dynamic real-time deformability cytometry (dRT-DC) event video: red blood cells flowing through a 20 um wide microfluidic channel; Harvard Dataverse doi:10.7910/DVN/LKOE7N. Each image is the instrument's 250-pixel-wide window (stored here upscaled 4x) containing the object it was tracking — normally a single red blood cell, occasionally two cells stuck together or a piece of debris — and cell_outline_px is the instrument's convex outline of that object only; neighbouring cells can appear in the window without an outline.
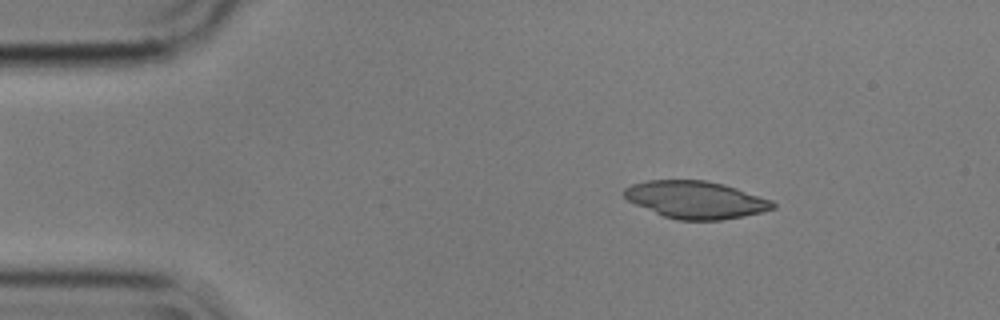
{"species": "common noctule bat (a hibernating species)", "species_latin": "Nyctalus noctula", "temperature_condition": "cold", "stored_images_in_passage": 9, "camera_frame_rate_fps": 3000, "um_per_image_px": 0.085, "animal": {"sex": "male", "body_mass_g": 17.9}, "frame": {"image": 1, "passage_image": 3, "time_ms": 0.667, "image_size_px": [1000, 320], "cell_outline_px": [[776, 208], [744, 216], [720, 220], [676, 220], [664, 216], [636, 204], [628, 200], [620, 192], [624, 188], [632, 184], [648, 180], [704, 180], [724, 184], [772, 200], [776, 204]], "centroid_in_image_um": [59.13, 16.97], "position_along_channel_um": 25.9, "area_um2": 32.31}}